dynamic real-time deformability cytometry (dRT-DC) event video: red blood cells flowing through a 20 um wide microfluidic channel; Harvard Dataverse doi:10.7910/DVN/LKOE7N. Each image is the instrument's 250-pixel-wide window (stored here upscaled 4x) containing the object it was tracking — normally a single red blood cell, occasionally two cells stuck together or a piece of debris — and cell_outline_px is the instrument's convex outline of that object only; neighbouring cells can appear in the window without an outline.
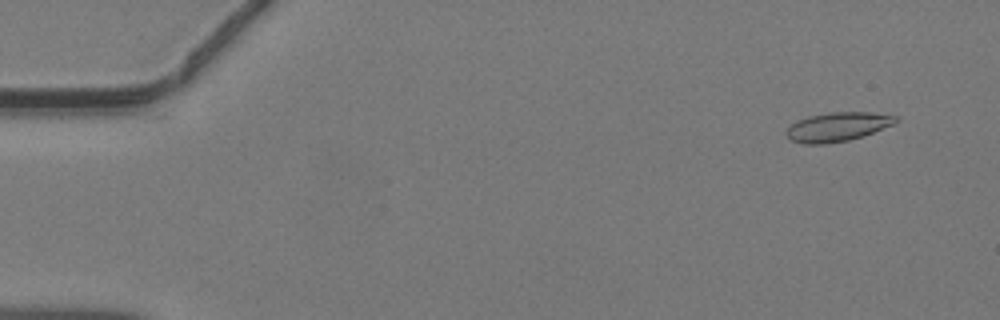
{"species": "common noctule bat (a hibernating species)", "species_latin": "Nyctalus noctula", "temperature_condition": "warm", "stored_images_in_passage": 47, "camera_frame_rate_fps": 3000, "um_per_image_px": 0.085, "animal": {"sex": "male", "body_mass_g": 19.2, "forearm_length_mm": 51.8}, "frame": {"image": 1, "passage_image": 4, "time_ms": 1.0, "image_size_px": [1000, 320], "cell_outline_px": [[900, 120], [892, 124], [864, 136], [848, 140], [824, 144], [804, 144], [788, 140], [784, 132], [792, 124], [808, 116], [828, 112], [872, 112], [900, 116]], "centroid_in_image_um": [71.19, 10.78], "position_along_channel_um": 13.8, "area_um2": 18.67}}
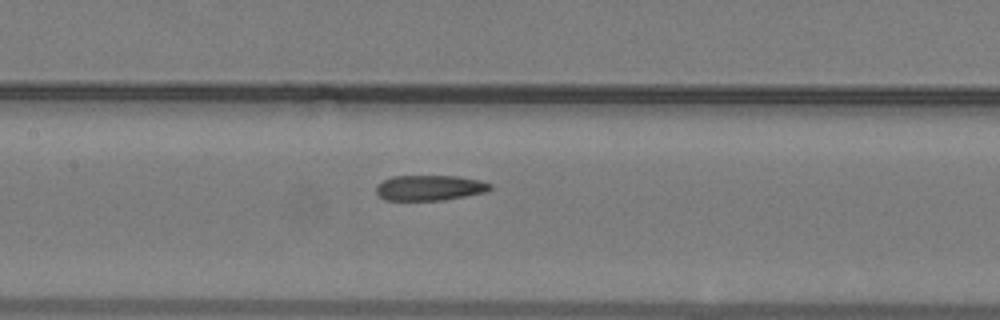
{"frame": {"image": 2, "passage_image": 23, "time_ms": 7.333, "image_size_px": [1000, 320], "cell_outline_px": [[492, 188], [488, 192], [444, 200], [384, 200], [376, 192], [376, 184], [392, 176], [456, 176], [480, 180], [492, 184]], "centroid_in_image_um": [36.54, 15.96], "position_along_channel_um": 170.9, "area_um2": 16.99}}
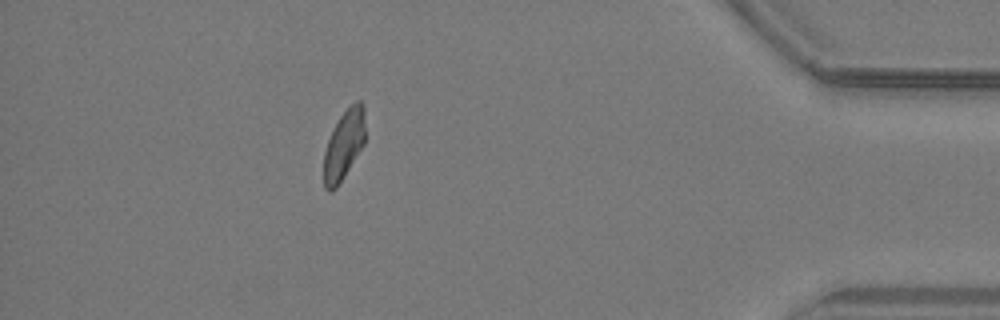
{"frame": {"image": 3, "passage_image": 42, "time_ms": 13.667, "image_size_px": [1000, 320], "cell_outline_px": [[364, 144], [336, 188], [332, 192], [328, 192], [324, 188], [324, 152], [328, 140], [340, 116], [356, 100], [360, 100], [364, 104]], "centroid_in_image_um": [29.23, 12.33], "position_along_channel_um": 406.0, "area_um2": 16.47}}